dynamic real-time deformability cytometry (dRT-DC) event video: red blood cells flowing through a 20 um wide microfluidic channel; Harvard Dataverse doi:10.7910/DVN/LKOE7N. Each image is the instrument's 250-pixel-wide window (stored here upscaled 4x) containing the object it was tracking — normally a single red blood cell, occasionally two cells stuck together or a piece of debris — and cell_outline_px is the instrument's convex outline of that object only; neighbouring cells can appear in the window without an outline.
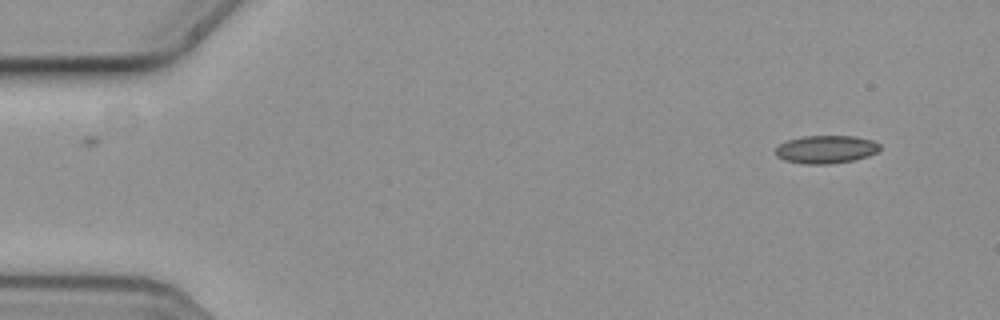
{"species": "common noctule bat (a hibernating species)", "species_latin": "Nyctalus noctula", "temperature_condition": "cold", "stored_images_in_passage": 6, "camera_frame_rate_fps": 3000, "um_per_image_px": 0.085, "animal": {"sex": "female", "body_mass_g": 19.3, "forearm_length_mm": 54.1}, "frame": {"image": 1, "passage_image": 1, "time_ms": 0.0, "image_size_px": [1000, 320], "cell_outline_px": [[880, 148], [876, 152], [868, 156], [852, 160], [828, 164], [804, 164], [784, 160], [776, 156], [776, 148], [780, 144], [788, 140], [804, 136], [856, 136], [872, 140], [880, 144]], "centroid_in_image_um": [70.21, 12.69], "position_along_channel_um": 14.8, "area_um2": 16.94}}
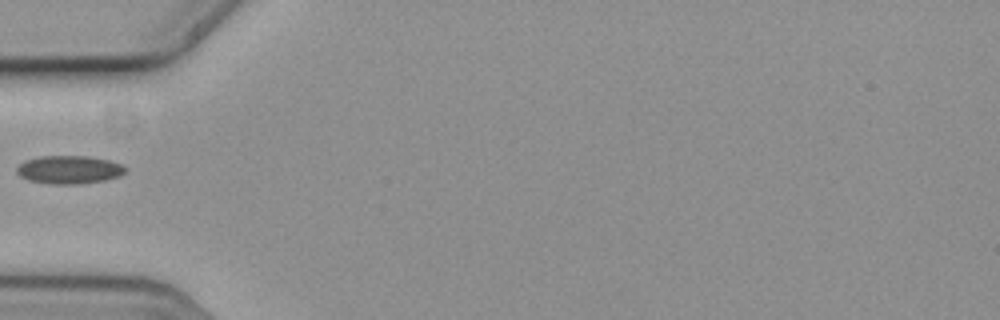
{"frame": {"image": 2, "passage_image": 5, "time_ms": 1.333, "image_size_px": [1000, 320], "cell_outline_px": [[124, 172], [120, 176], [104, 180], [80, 184], [52, 184], [28, 180], [20, 176], [16, 172], [16, 168], [24, 160], [40, 156], [88, 156], [108, 160], [120, 164], [124, 168]], "centroid_in_image_um": [5.83, 14.42], "position_along_channel_um": 79.2, "area_um2": 17.74}}
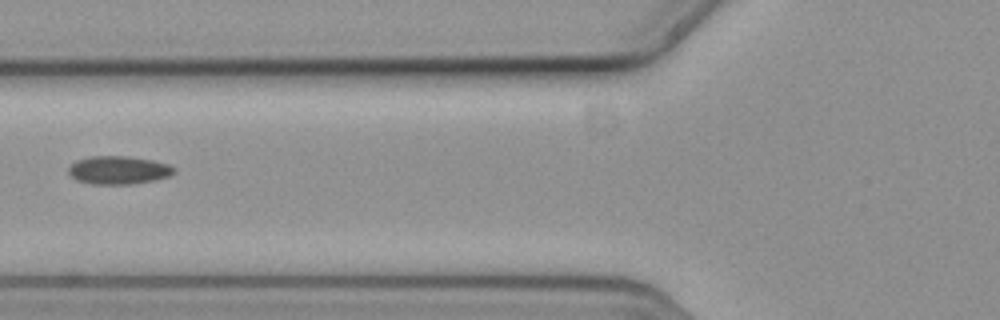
{"frame": {"image": 3, "passage_image": 6, "time_ms": 1.667, "image_size_px": [1000, 320], "cell_outline_px": [[176, 172], [168, 176], [152, 180], [128, 184], [92, 184], [76, 180], [68, 172], [68, 168], [76, 160], [88, 156], [128, 156], [152, 160], [168, 164], [176, 168]], "centroid_in_image_um": [10.06, 14.45], "position_along_channel_um": 115.7, "area_um2": 17.28}}